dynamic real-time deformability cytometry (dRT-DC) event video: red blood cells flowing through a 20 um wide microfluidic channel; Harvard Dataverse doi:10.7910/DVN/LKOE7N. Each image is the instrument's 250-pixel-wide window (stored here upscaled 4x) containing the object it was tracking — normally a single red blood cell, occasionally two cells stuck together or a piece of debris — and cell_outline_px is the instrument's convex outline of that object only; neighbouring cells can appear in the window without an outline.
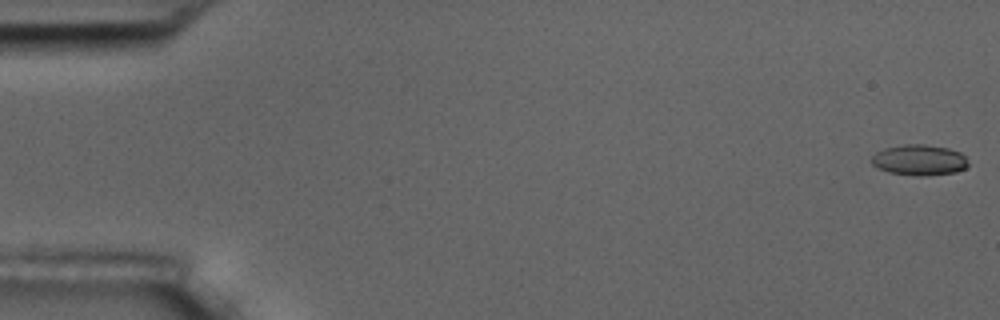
{"species": "common noctule bat (a hibernating species)", "species_latin": "Nyctalus noctula", "temperature_condition": "room temperature", "stored_images_in_passage": 6, "camera_frame_rate_fps": 3000, "um_per_image_px": 0.085, "animal": {"sex": "male", "body_mass_g": 17.5, "forearm_length_mm": 52.3}, "frame": {"image": 1, "passage_image": 1, "time_ms": 0.0, "image_size_px": [1000, 320], "cell_outline_px": [[968, 164], [964, 168], [956, 172], [924, 176], [916, 176], [888, 172], [876, 168], [868, 160], [876, 152], [884, 148], [904, 144], [924, 144], [948, 148], [960, 152], [964, 156]], "centroid_in_image_um": [78.08, 13.6], "position_along_channel_um": 6.9, "area_um2": 17.46}}
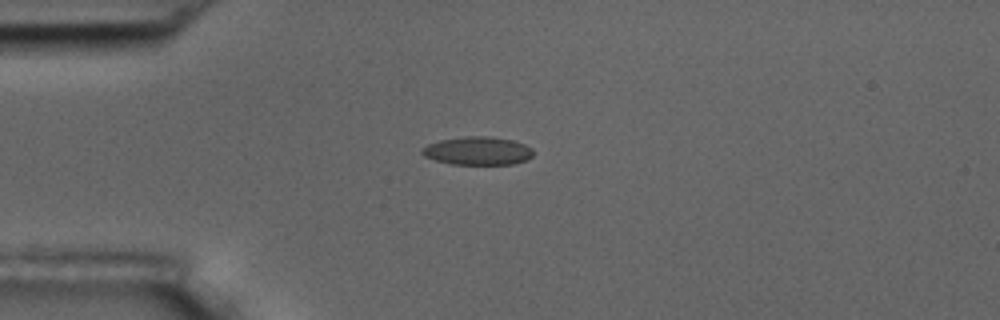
{"frame": {"image": 2, "passage_image": 5, "time_ms": 4.667, "image_size_px": [1000, 320], "cell_outline_px": [[532, 156], [528, 160], [512, 164], [452, 164], [436, 160], [424, 156], [420, 152], [428, 144], [440, 140], [464, 136], [488, 136], [512, 140], [524, 144], [532, 148]], "centroid_in_image_um": [40.62, 12.82], "position_along_channel_um": 44.4, "area_um2": 18.21}}